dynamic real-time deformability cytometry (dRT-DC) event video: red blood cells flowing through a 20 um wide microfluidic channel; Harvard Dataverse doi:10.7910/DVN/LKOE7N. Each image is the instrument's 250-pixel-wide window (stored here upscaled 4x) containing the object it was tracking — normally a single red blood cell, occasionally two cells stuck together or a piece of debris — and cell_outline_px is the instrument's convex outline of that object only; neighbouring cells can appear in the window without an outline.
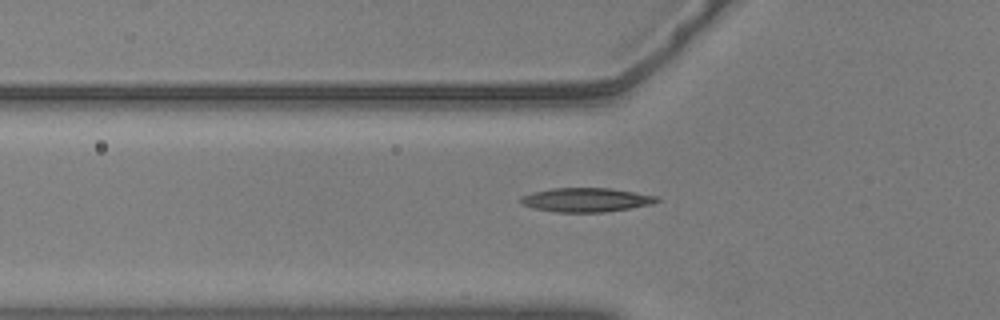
{"species": "common noctule bat (a hibernating species)", "species_latin": "Nyctalus noctula", "temperature_condition": "warm", "stored_images_in_passage": 40, "camera_frame_rate_fps": 3000, "um_per_image_px": 0.085, "animal": {"sex": "male", "body_mass_g": 20.5, "forearm_length_mm": 52.5}, "frame": {"image": 1, "passage_image": 3, "time_ms": 0.667, "image_size_px": [1000, 320], "cell_outline_px": [[660, 200], [652, 204], [604, 212], [556, 212], [536, 208], [524, 204], [520, 200], [520, 196], [532, 192], [552, 188], [612, 188], [660, 196]], "centroid_in_image_um": [49.87, 16.97], "position_along_channel_um": 75.9, "area_um2": 19.02}}
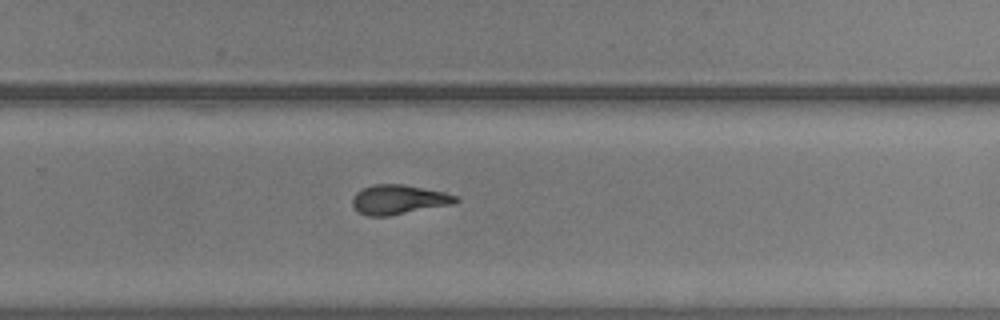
{"frame": {"image": 2, "passage_image": 21, "time_ms": 6.667, "image_size_px": [1000, 320], "cell_outline_px": [[460, 200], [452, 204], [388, 216], [368, 216], [360, 212], [352, 204], [352, 200], [356, 192], [372, 184], [404, 184], [444, 192], [460, 196]], "centroid_in_image_um": [33.91, 16.95], "position_along_channel_um": 295.9, "area_um2": 17.69}}
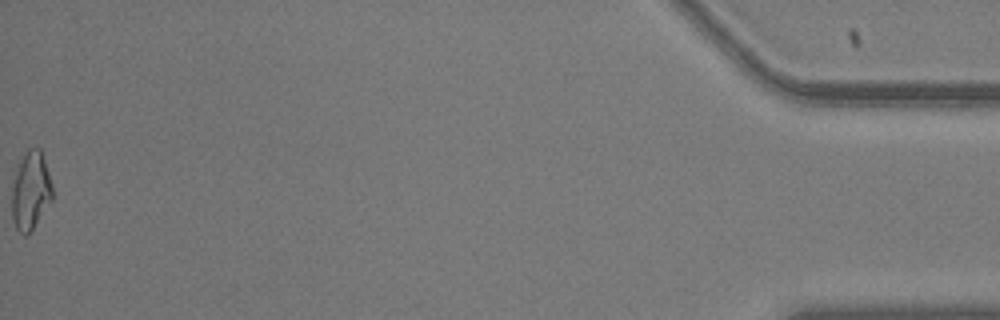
{"frame": {"image": 3, "passage_image": 40, "time_ms": 13.0, "image_size_px": [1000, 320], "cell_outline_px": [[52, 200], [32, 228], [24, 236], [16, 228], [12, 220], [12, 188], [16, 164], [28, 148], [40, 148], [52, 184]], "centroid_in_image_um": [2.58, 16.17], "position_along_channel_um": 432.6, "area_um2": 18.38}, "authors_computed_cell_mechanics": {"area_um2": 17.8313, "velocity_mm_per_s": 3.6528, "shape_relaxation_time_tau1_ms": 7.6216, "shape_relaxation_time_tau2_ms": 4.5721, "deformation_change_tau1": 0.2268, "deformation_change_tau2": 0.1248}}